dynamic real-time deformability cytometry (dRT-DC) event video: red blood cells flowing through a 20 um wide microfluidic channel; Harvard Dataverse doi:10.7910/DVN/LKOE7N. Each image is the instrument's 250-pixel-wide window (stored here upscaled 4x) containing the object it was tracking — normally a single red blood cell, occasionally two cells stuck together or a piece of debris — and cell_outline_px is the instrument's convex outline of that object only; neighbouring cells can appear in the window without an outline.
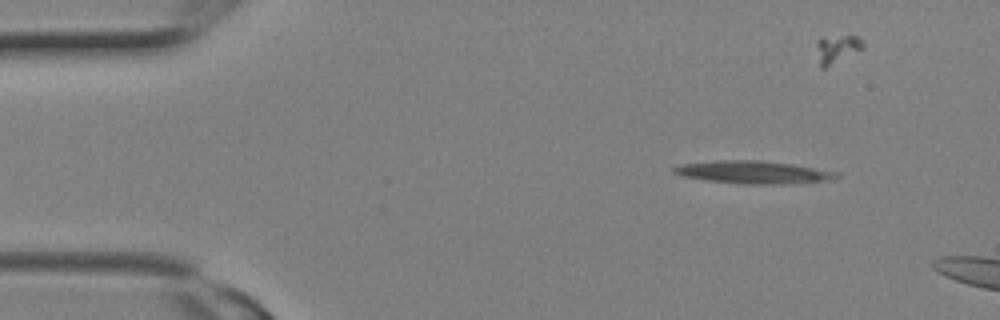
{"species": "Egyptian fruit bat (a non-hibernating species)", "species_latin": "Rousettus aegyptiacus", "temperature_condition": "room temperature", "stored_images_in_passage": 3, "camera_frame_rate_fps": 3000, "um_per_image_px": 0.085, "animal": {"sex": "female"}, "frame": {"image": 1, "passage_image": 1, "time_ms": 0.0, "image_size_px": [1000, 320], "cell_outline_px": [[840, 176], [824, 180], [788, 184], [744, 184], [708, 180], [680, 176], [672, 172], [672, 168], [680, 164], [712, 160], [760, 160], [792, 164], [840, 172]], "centroid_in_image_um": [63.98, 14.63], "position_along_channel_um": 21.0, "area_um2": 21.56}}